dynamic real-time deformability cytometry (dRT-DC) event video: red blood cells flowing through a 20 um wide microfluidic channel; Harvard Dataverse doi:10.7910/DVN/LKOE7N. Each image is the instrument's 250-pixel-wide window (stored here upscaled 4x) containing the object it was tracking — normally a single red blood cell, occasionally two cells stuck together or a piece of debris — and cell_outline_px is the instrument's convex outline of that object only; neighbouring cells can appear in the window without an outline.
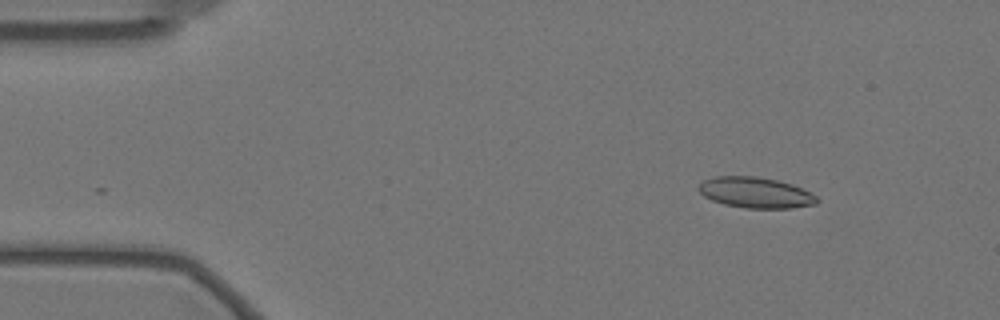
{"species": "Egyptian fruit bat (a non-hibernating species)", "species_latin": "Rousettus aegyptiacus", "temperature_condition": "warm", "stored_images_in_passage": 12, "camera_frame_rate_fps": 3000, "um_per_image_px": 0.085, "animal": {"sex": "female"}, "frame": {"image": 1, "passage_image": 3, "time_ms": 0.667, "image_size_px": [1000, 320], "cell_outline_px": [[820, 200], [816, 204], [792, 208], [744, 208], [724, 204], [712, 200], [704, 196], [696, 188], [704, 180], [716, 176], [756, 176], [776, 180], [792, 184], [812, 192]], "centroid_in_image_um": [64.24, 16.37], "position_along_channel_um": 20.8, "area_um2": 21.33}}
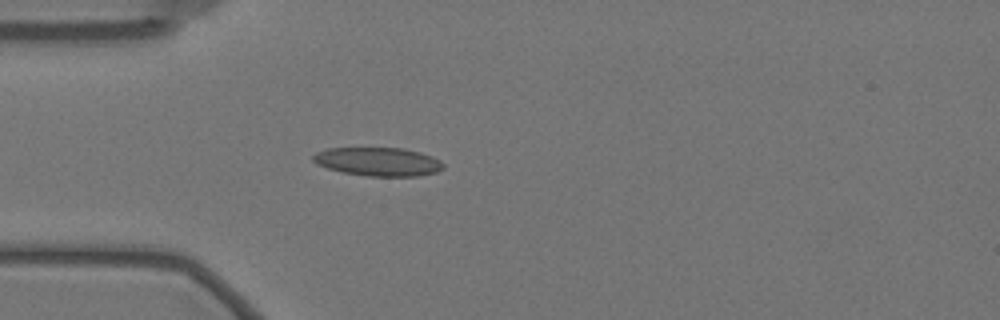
{"frame": {"image": 2, "passage_image": 12, "time_ms": 3.667, "image_size_px": [1000, 320], "cell_outline_px": [[444, 168], [436, 172], [420, 176], [368, 176], [344, 172], [328, 168], [316, 164], [312, 160], [312, 156], [316, 152], [328, 148], [404, 148], [420, 152], [432, 156], [440, 160], [444, 164]], "centroid_in_image_um": [32.16, 13.74], "position_along_channel_um": 52.8, "area_um2": 21.73}}